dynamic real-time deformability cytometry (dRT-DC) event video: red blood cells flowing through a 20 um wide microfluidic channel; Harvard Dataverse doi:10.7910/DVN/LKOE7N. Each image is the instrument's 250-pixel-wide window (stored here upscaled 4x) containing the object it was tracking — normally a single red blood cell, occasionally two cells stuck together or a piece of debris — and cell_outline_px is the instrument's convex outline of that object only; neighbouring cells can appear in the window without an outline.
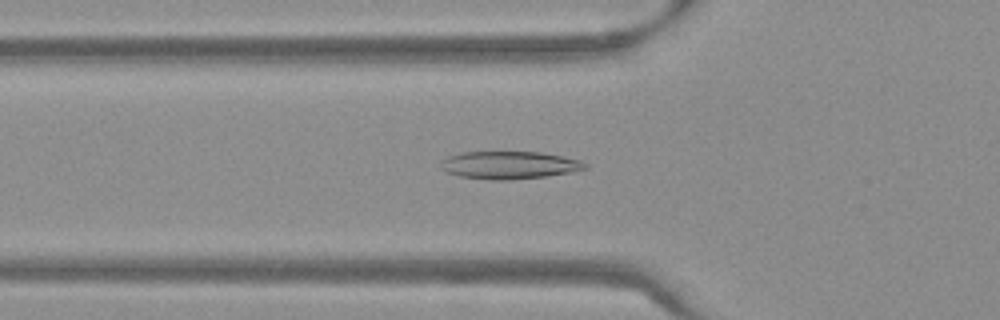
{"species": "Egyptian fruit bat (a non-hibernating species)", "species_latin": "Rousettus aegyptiacus", "temperature_condition": "warm", "stored_images_in_passage": 55, "segment_of_instrument_passage": [1, 2], "camera_frame_rate_fps": 3000, "um_per_image_px": 0.085, "frame": {"image": 1, "passage_image": 19, "time_ms": 6.0, "image_size_px": [1000, 320], "cell_outline_px": [[588, 168], [572, 172], [544, 176], [508, 180], [488, 180], [460, 176], [448, 172], [440, 168], [440, 160], [448, 156], [460, 152], [540, 152], [580, 160], [588, 164]], "centroid_in_image_um": [43.26, 14.03], "position_along_channel_um": 82.5, "area_um2": 23.29}}
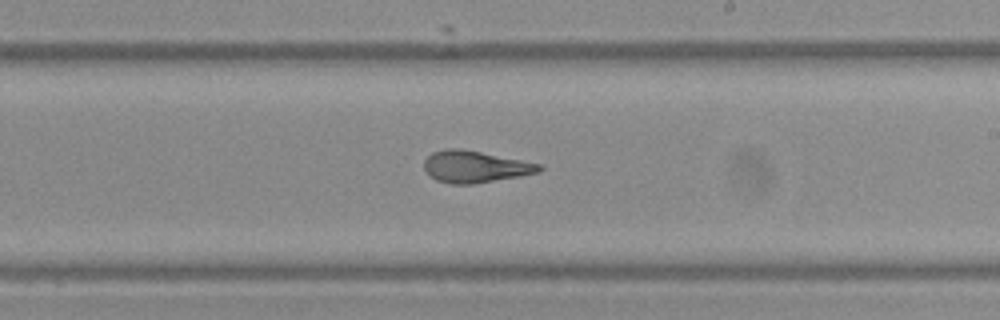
{"frame": {"image": 2, "passage_image": 32, "time_ms": 10.333, "image_size_px": [1000, 320], "cell_outline_px": [[544, 168], [540, 172], [520, 176], [472, 184], [452, 184], [436, 180], [424, 168], [424, 160], [432, 152], [444, 148], [460, 148], [540, 164]], "centroid_in_image_um": [40.37, 14.16], "position_along_channel_um": 248.6, "area_um2": 21.1}}
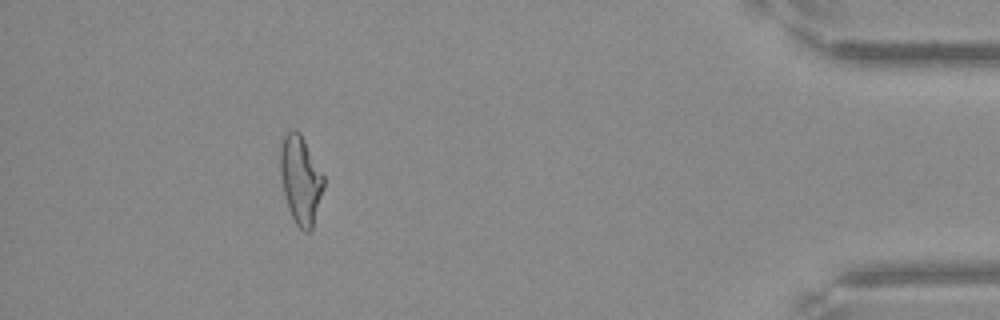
{"frame": {"image": 3, "passage_image": 49, "time_ms": 16.0, "image_size_px": [1000, 320], "cell_outline_px": [[324, 188], [312, 228], [308, 232], [304, 232], [296, 224], [288, 208], [280, 176], [280, 148], [284, 136], [292, 128], [296, 128], [300, 132], [324, 176]], "centroid_in_image_um": [25.55, 15.26], "position_along_channel_um": 409.7, "area_um2": 22.25}}